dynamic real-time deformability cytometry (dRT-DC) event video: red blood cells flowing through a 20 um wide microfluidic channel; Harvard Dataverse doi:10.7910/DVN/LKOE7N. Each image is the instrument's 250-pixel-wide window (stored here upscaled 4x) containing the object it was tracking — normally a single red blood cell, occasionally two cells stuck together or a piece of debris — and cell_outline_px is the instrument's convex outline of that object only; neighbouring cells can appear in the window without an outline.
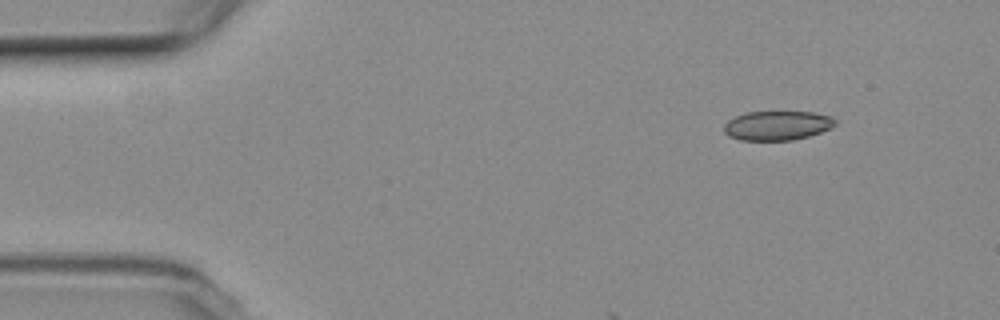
{"species": "common noctule bat (a hibernating species)", "species_latin": "Nyctalus noctula", "temperature_condition": "room temperature", "stored_images_in_passage": 9, "camera_frame_rate_fps": 3000, "um_per_image_px": 0.085, "animal": {"sex": "female", "body_mass_g": 19.3, "forearm_length_mm": 54.1}, "frame": {"image": 1, "passage_image": 1, "time_ms": 0.0, "image_size_px": [1000, 320], "cell_outline_px": [[836, 124], [820, 132], [808, 136], [792, 140], [740, 140], [728, 136], [724, 132], [724, 124], [728, 120], [736, 116], [748, 112], [812, 112], [832, 116], [836, 120]], "centroid_in_image_um": [66.05, 10.67], "position_along_channel_um": 19.0, "area_um2": 18.9}}
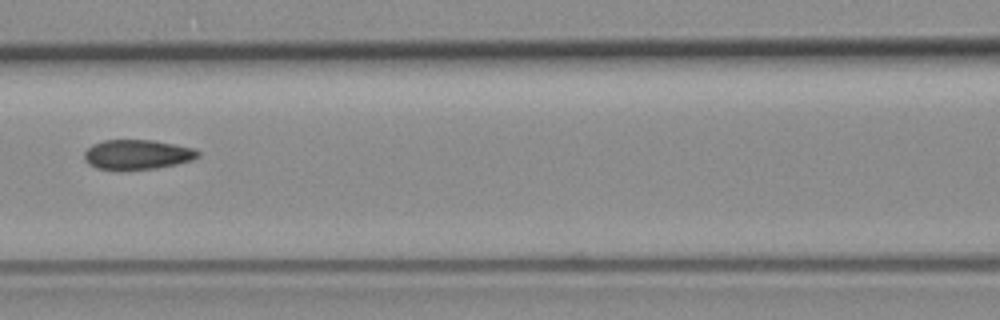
{"frame": {"image": 2, "passage_image": 6, "time_ms": 6.0, "image_size_px": [1000, 320], "cell_outline_px": [[200, 156], [192, 160], [176, 164], [156, 168], [96, 168], [88, 164], [84, 160], [84, 152], [92, 144], [104, 140], [152, 140], [196, 148], [200, 152]], "centroid_in_image_um": [11.69, 13.11], "position_along_channel_um": 154.9, "area_um2": 19.42}}
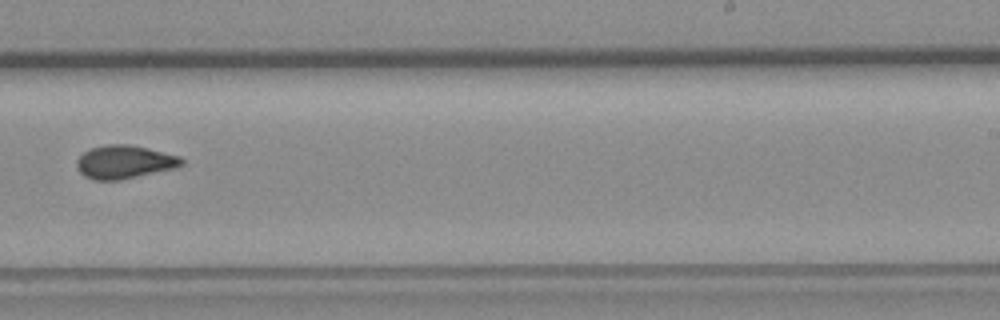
{"frame": {"image": 3, "passage_image": 9, "time_ms": 9.333, "image_size_px": [1000, 320], "cell_outline_px": [[184, 164], [172, 168], [120, 180], [92, 180], [84, 176], [76, 168], [76, 160], [84, 152], [92, 148], [108, 144], [128, 144], [148, 148], [180, 156], [184, 160]], "centroid_in_image_um": [10.54, 13.76], "position_along_channel_um": 278.5, "area_um2": 20.23}}